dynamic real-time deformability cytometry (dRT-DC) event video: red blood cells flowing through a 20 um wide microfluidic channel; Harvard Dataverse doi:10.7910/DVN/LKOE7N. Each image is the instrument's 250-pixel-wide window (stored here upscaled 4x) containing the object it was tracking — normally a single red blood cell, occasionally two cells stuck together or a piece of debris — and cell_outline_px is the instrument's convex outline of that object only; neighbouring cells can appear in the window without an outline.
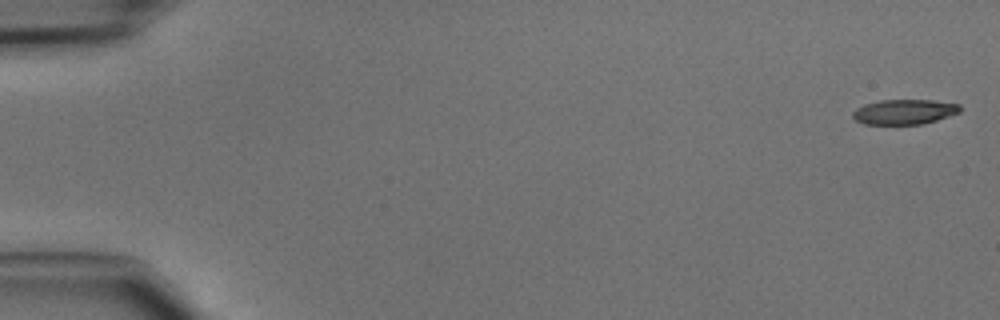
{"species": "common noctule bat (a hibernating species)", "species_latin": "Nyctalus noctula", "temperature_condition": "cold", "stored_images_in_passage": 47, "camera_frame_rate_fps": 3000, "um_per_image_px": 0.085, "animal": {"sex": "male", "body_mass_g": 15.6}, "frame": {"image": 1, "passage_image": 1, "time_ms": 0.0, "image_size_px": [1000, 320], "cell_outline_px": [[960, 112], [924, 124], [864, 124], [856, 120], [852, 116], [852, 112], [856, 108], [864, 104], [880, 100], [932, 100], [960, 104]], "centroid_in_image_um": [76.85, 9.5], "position_along_channel_um": 8.2, "area_um2": 15.61}}
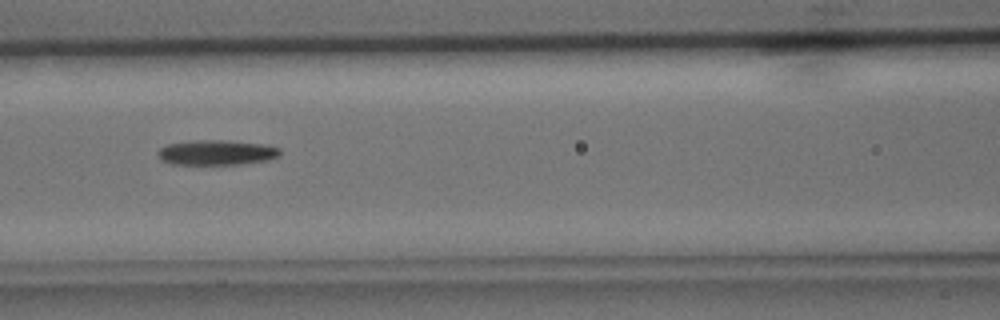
{"frame": {"image": 2, "passage_image": 21, "time_ms": 6.667, "image_size_px": [1000, 320], "cell_outline_px": [[280, 156], [268, 160], [240, 164], [172, 164], [160, 160], [156, 156], [156, 152], [160, 148], [168, 144], [192, 140], [228, 140], [264, 144], [280, 148]], "centroid_in_image_um": [18.38, 12.96], "position_along_channel_um": 148.2, "area_um2": 18.03}}
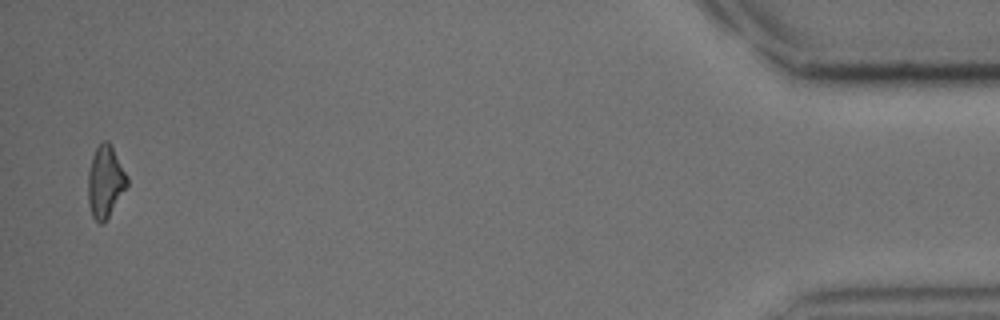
{"frame": {"image": 3, "passage_image": 46, "time_ms": 15.0, "image_size_px": [1000, 320], "cell_outline_px": [[128, 184], [104, 224], [100, 224], [92, 216], [88, 204], [88, 172], [92, 156], [96, 148], [104, 140], [108, 140], [112, 144], [128, 176]], "centroid_in_image_um": [8.95, 15.42], "position_along_channel_um": 426.2, "area_um2": 16.53}}